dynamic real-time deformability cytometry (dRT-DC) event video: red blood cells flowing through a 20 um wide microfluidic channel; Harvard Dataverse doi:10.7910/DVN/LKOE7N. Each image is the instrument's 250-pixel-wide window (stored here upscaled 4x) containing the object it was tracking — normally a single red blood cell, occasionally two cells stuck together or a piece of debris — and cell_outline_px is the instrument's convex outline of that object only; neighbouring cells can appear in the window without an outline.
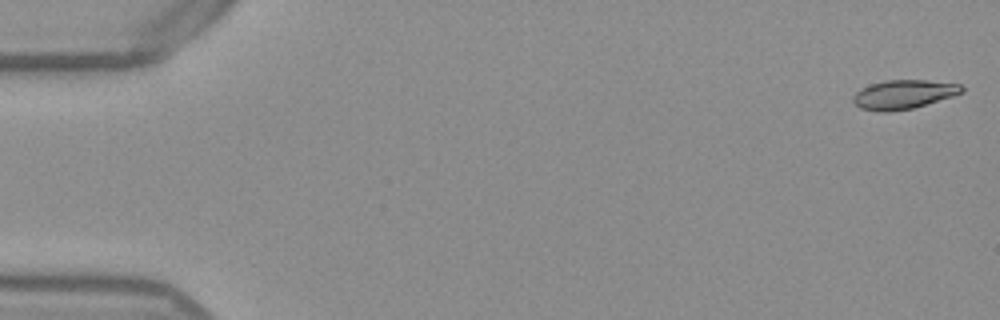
{"species": "Egyptian fruit bat (a non-hibernating species)", "species_latin": "Rousettus aegyptiacus", "temperature_condition": "warm", "stored_images_in_passage": 52, "camera_frame_rate_fps": 3000, "um_per_image_px": 0.085, "frame": {"image": 1, "passage_image": 1, "time_ms": 0.0, "image_size_px": [1000, 320], "cell_outline_px": [[964, 92], [952, 96], [912, 108], [888, 112], [880, 112], [860, 108], [852, 100], [852, 96], [860, 88], [884, 80], [928, 80], [960, 84], [964, 88]], "centroid_in_image_um": [76.78, 8.02], "position_along_channel_um": 8.2, "area_um2": 18.32}}
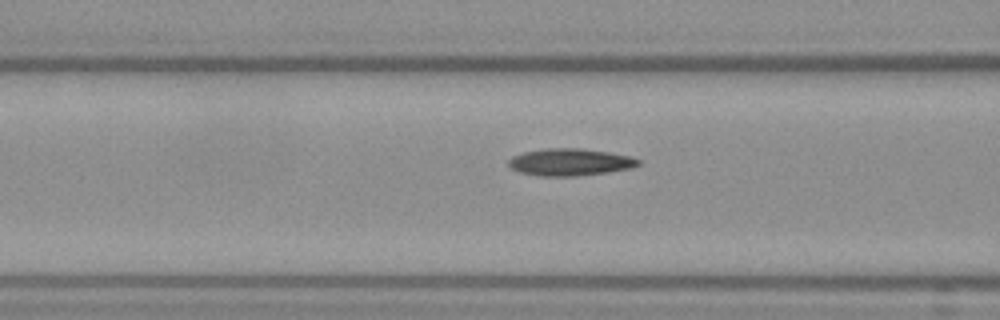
{"frame": {"image": 2, "passage_image": 21, "time_ms": 6.667, "image_size_px": [1000, 320], "cell_outline_px": [[640, 164], [632, 168], [608, 172], [576, 176], [540, 176], [520, 172], [512, 168], [508, 164], [508, 160], [512, 156], [524, 152], [544, 148], [584, 148], [632, 156], [640, 160]], "centroid_in_image_um": [48.47, 13.77], "position_along_channel_um": 118.1, "area_um2": 20.63}}
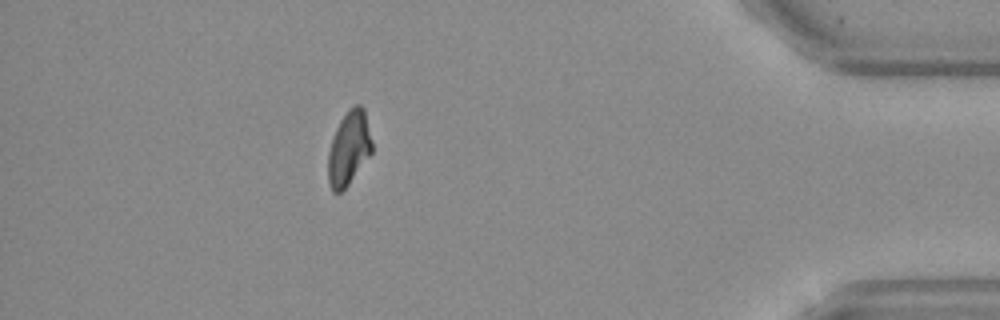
{"frame": {"image": 3, "passage_image": 47, "time_ms": 15.333, "image_size_px": [1000, 320], "cell_outline_px": [[372, 152], [348, 184], [340, 192], [332, 192], [328, 184], [328, 152], [336, 128], [340, 120], [348, 108], [352, 104], [360, 104], [364, 108], [372, 140]], "centroid_in_image_um": [29.65, 12.56], "position_along_channel_um": 405.6, "area_um2": 18.96}}